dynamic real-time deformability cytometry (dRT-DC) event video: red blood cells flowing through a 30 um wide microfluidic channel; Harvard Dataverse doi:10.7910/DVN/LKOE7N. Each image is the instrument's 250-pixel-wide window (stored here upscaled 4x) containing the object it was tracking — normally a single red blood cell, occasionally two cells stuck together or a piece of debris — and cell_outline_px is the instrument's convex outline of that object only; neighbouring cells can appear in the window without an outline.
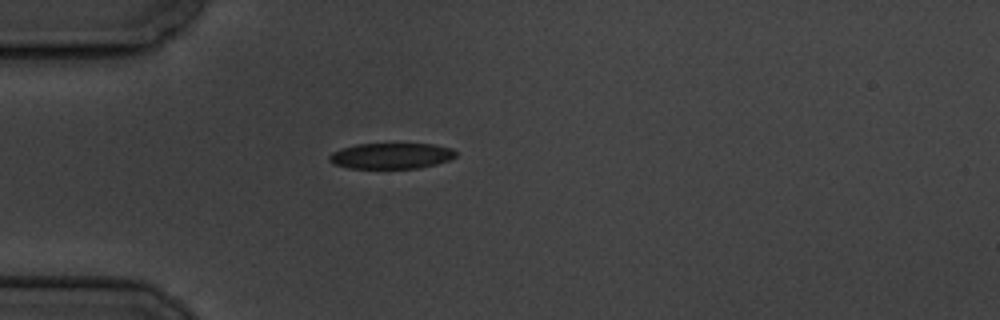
{"species": "common noctule bat (a hibernating species)", "species_latin": "Nyctalus noctula", "temperature_condition": "cold", "stored_images_in_passage": 1, "camera_frame_rate_fps": 3000, "um_per_image_px": 0.085, "animal": {"sex": "male", "body_mass_g": 19.5, "forearm_length_mm": 54.6}, "frame": {"image": 1, "passage_image": 1, "time_ms": 0.0, "image_size_px": [1000, 320], "cell_outline_px": [[456, 156], [448, 160], [436, 164], [420, 168], [348, 168], [332, 164], [328, 160], [328, 156], [332, 152], [340, 148], [356, 144], [432, 144], [452, 148], [456, 152]], "centroid_in_image_um": [33.21, 13.25], "position_along_channel_um": 51.8, "area_um2": 19.13}}